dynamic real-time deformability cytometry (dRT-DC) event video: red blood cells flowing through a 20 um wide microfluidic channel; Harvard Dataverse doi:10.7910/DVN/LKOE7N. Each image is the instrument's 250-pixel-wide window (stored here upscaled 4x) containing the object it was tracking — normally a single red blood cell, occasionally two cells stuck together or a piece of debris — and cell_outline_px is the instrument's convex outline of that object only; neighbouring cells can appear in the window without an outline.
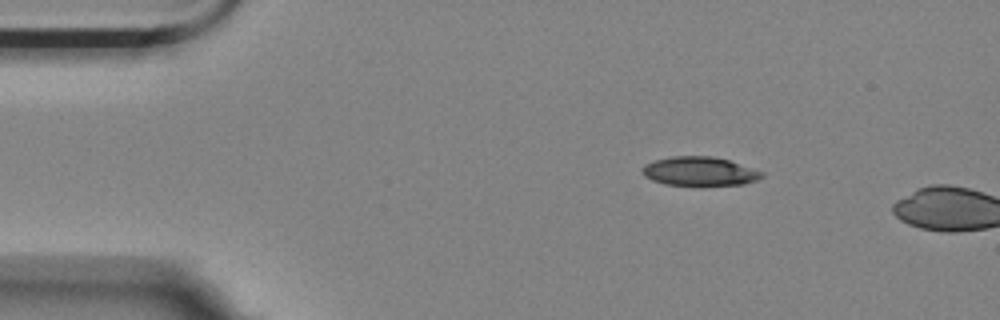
{"species": "Egyptian fruit bat (a non-hibernating species)", "species_latin": "Rousettus aegyptiacus", "temperature_condition": "room temperature", "stored_images_in_passage": 3, "camera_frame_rate_fps": 3000, "um_per_image_px": 0.085, "animal": {"sex": "female"}, "frame": {"image": 1, "passage_image": 1, "time_ms": 0.0, "image_size_px": [1000, 320], "cell_outline_px": [[764, 176], [756, 180], [744, 184], [664, 184], [652, 180], [644, 176], [640, 172], [640, 168], [644, 164], [656, 160], [672, 156], [712, 156], [728, 160], [764, 172]], "centroid_in_image_um": [59.42, 14.54], "position_along_channel_um": 25.6, "area_um2": 19.88}}